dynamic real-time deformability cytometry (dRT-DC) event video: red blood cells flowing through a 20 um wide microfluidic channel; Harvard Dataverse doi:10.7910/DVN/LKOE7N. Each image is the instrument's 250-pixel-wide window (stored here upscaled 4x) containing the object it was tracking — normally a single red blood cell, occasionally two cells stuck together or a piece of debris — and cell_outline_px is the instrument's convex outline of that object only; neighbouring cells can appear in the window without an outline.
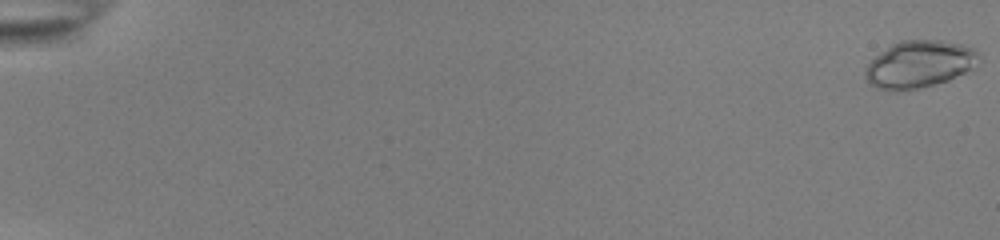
{"species": "common noctule bat (a hibernating species)", "species_latin": "Nyctalus noctula", "temperature_condition": "room temperature", "stored_images_in_passage": 54, "camera_frame_rate_fps": 3000, "um_per_image_px": 0.085, "animal": {"sex": "female", "body_mass_g": 22.0, "forearm_length_mm": 56.7}, "frame": {"image": 1, "passage_image": 1, "time_ms": 0.0, "image_size_px": [1000, 240], "cell_outline_px": [[984, 60], [972, 68], [948, 80], [916, 88], [896, 92], [876, 88], [868, 84], [864, 76], [864, 68], [876, 56], [892, 44], [900, 40], [944, 40], [976, 48]], "centroid_in_image_um": [78.16, 5.45], "position_along_channel_um": 6.8, "area_um2": 31.5}}